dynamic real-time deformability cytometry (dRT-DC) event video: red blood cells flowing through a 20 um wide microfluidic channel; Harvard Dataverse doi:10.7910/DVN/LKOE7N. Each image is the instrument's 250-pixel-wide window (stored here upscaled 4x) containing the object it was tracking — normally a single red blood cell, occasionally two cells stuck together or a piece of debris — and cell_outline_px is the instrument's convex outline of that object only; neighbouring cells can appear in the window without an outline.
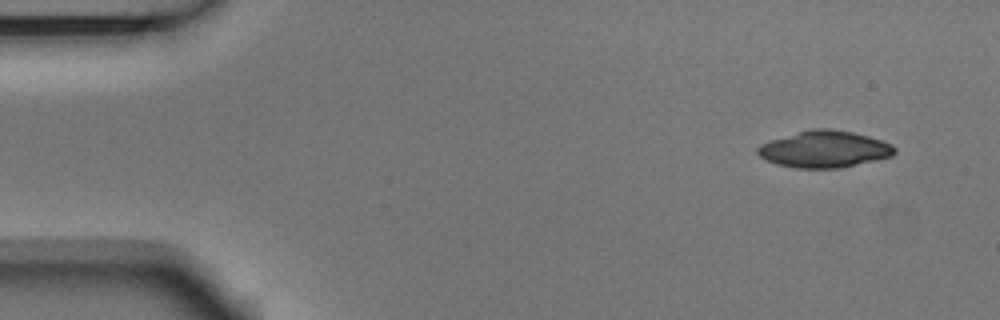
{"species": "Egyptian fruit bat (a non-hibernating species)", "species_latin": "Rousettus aegyptiacus", "temperature_condition": "room temperature", "stored_images_in_passage": 3, "camera_frame_rate_fps": 3000, "um_per_image_px": 0.085, "animal": {"sex": "male"}, "frame": {"image": 1, "passage_image": 1, "time_ms": 0.0, "image_size_px": [1000, 320], "cell_outline_px": [[896, 152], [892, 156], [876, 160], [840, 168], [796, 168], [776, 164], [764, 160], [756, 152], [756, 148], [760, 144], [772, 140], [812, 128], [832, 128], [852, 132], [868, 136], [892, 144], [896, 148]], "centroid_in_image_um": [70.07, 12.69], "position_along_channel_um": 14.9, "area_um2": 29.3}}